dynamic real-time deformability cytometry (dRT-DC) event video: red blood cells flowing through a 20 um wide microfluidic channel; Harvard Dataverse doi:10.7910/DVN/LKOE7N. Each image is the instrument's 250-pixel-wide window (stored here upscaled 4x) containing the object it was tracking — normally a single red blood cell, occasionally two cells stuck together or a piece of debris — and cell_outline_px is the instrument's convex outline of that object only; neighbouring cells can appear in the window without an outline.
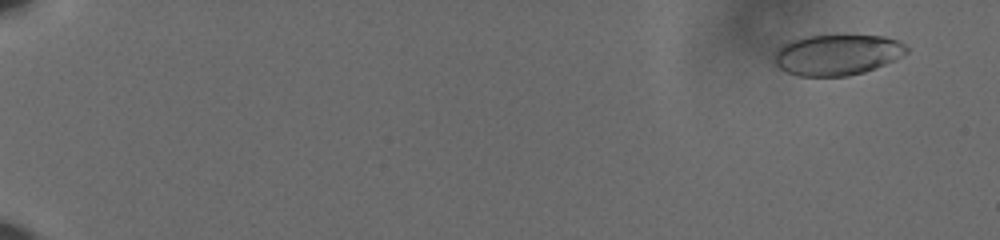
{"species": "human", "species_latin": "Homo sapiens", "temperature_condition": "cold", "stored_images_in_passage": 61, "camera_frame_rate_fps": 3000, "um_per_image_px": 0.085, "donor": {"sex": "male"}, "frame": {"image": 1, "passage_image": 5, "time_ms": 1.333, "image_size_px": [1000, 240], "cell_outline_px": [[908, 52], [884, 64], [864, 72], [848, 76], [796, 76], [780, 68], [776, 64], [772, 56], [772, 52], [780, 44], [788, 40], [804, 36], [836, 32], [844, 32], [884, 36], [896, 40], [904, 44], [908, 48]], "centroid_in_image_um": [71.08, 4.58], "position_along_channel_um": 13.9, "area_um2": 32.77}}
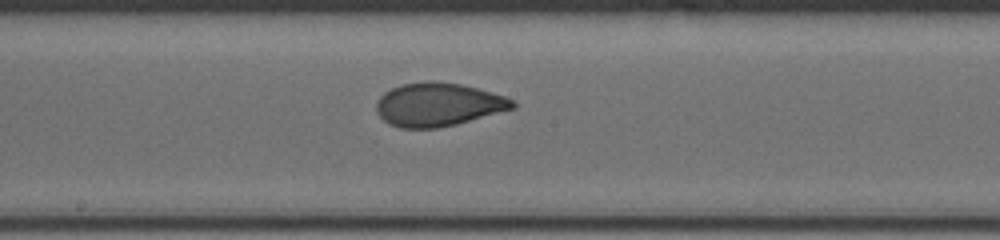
{"frame": {"image": 2, "passage_image": 37, "time_ms": 12.0, "image_size_px": [1000, 240], "cell_outline_px": [[516, 108], [456, 124], [436, 128], [400, 128], [388, 124], [376, 112], [376, 100], [384, 92], [400, 84], [428, 80], [436, 80], [460, 84], [476, 88], [504, 96], [512, 100], [516, 104]], "centroid_in_image_um": [37.21, 8.88], "position_along_channel_um": 211.0, "area_um2": 34.62}}
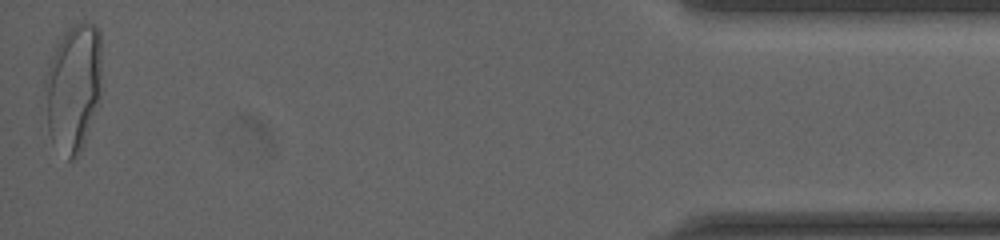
{"frame": {"image": 3, "passage_image": 61, "time_ms": 20.0, "image_size_px": [1000, 240], "cell_outline_px": [[100, 104], [84, 144], [80, 152], [72, 160], [68, 160], [48, 128], [44, 88], [44, 80], [56, 44], [64, 32], [72, 24], [84, 20], [92, 24], [100, 32]], "centroid_in_image_um": [6.26, 7.39], "position_along_channel_um": 428.9, "area_um2": 42.19}, "authors_computed_cell_mechanics": {"area_um2": 33.7552, "velocity_mm_per_s": 3.6213, "shape_relaxation_time_tau1_ms": 5.1174, "shape_relaxation_time_tau2_ms": 0.7561, "deformation_change_tau1": 0.1734, "deformation_change_tau2": 0.0567}}